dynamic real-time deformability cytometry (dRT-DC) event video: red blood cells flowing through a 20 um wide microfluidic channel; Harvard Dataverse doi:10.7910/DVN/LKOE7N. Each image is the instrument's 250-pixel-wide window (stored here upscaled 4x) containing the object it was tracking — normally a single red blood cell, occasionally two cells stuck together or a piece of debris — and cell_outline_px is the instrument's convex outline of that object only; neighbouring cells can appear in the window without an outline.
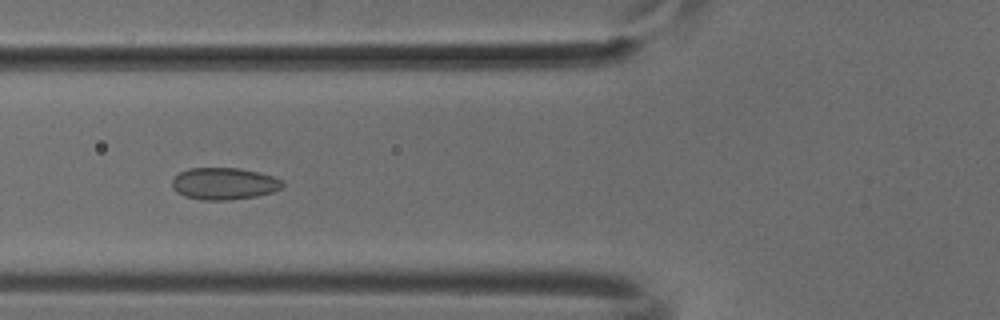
{"species": "common noctule bat (a hibernating species)", "species_latin": "Nyctalus noctula", "temperature_condition": "cold", "stored_images_in_passage": 52, "camera_frame_rate_fps": 3000, "um_per_image_px": 0.085, "animal": {"sex": "male", "body_mass_g": 18.8}, "frame": {"image": 1, "passage_image": 20, "time_ms": 6.333, "image_size_px": [1000, 320], "cell_outline_px": [[284, 184], [280, 188], [272, 192], [256, 196], [232, 200], [200, 200], [184, 196], [176, 192], [172, 188], [172, 180], [180, 172], [188, 168], [240, 168], [260, 172], [272, 176], [280, 180]], "centroid_in_image_um": [19.02, 15.61], "position_along_channel_um": 106.8, "area_um2": 20.63}}
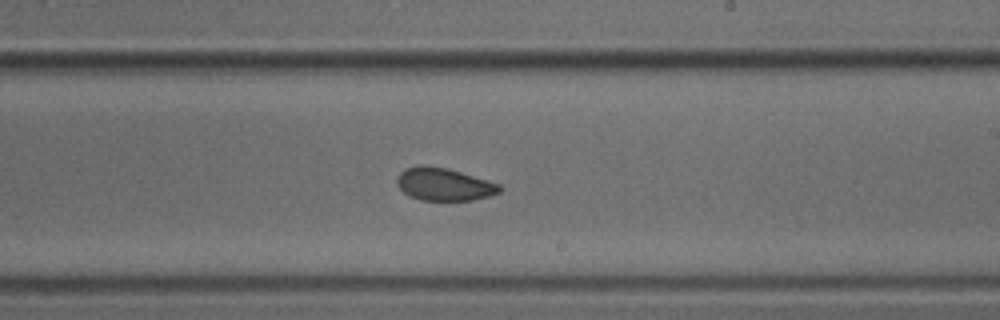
{"frame": {"image": 2, "passage_image": 31, "time_ms": 10.0, "image_size_px": [1000, 320], "cell_outline_px": [[504, 188], [500, 192], [488, 196], [472, 200], [420, 200], [404, 192], [396, 184], [396, 180], [400, 172], [404, 168], [420, 164], [448, 168], [488, 180], [500, 184]], "centroid_in_image_um": [37.74, 15.65], "position_along_channel_um": 251.3, "area_um2": 19.65}}
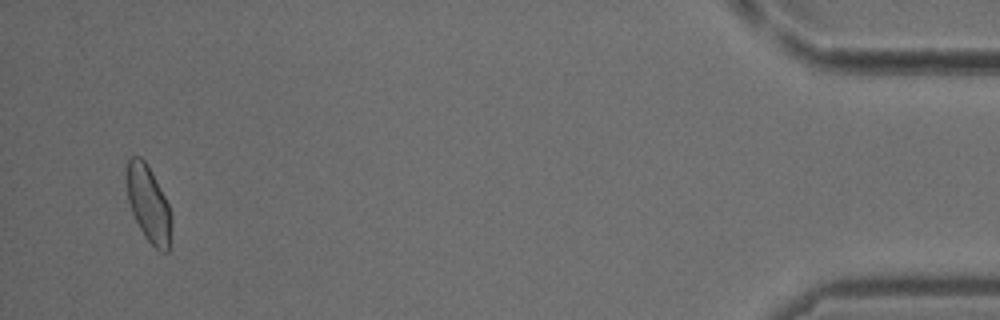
{"frame": {"image": 3, "passage_image": 50, "time_ms": 16.333, "image_size_px": [1000, 320], "cell_outline_px": [[172, 224], [168, 252], [160, 252], [144, 236], [132, 212], [128, 200], [124, 176], [128, 160], [132, 156], [140, 156], [148, 164], [168, 204], [172, 216]], "centroid_in_image_um": [12.6, 17.3], "position_along_channel_um": 422.6, "area_um2": 20.11}}